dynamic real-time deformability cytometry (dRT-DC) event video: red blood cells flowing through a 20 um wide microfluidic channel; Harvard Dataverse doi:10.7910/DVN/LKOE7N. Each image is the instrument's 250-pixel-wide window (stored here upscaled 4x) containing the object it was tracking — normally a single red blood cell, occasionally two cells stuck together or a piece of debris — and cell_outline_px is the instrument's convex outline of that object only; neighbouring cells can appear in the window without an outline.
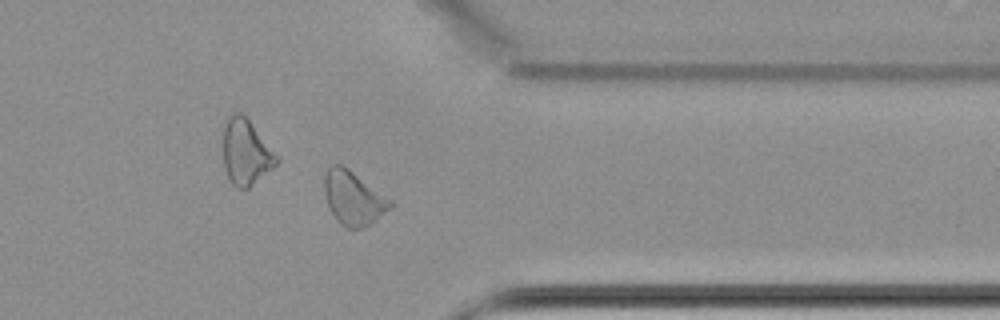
{"species": "common noctule bat (a hibernating species)", "species_latin": "Nyctalus noctula", "temperature_condition": "cold", "stored_images_in_passage": 43, "camera_frame_rate_fps": 3000, "um_per_image_px": 0.085, "animal": {"sex": "female", "body_mass_g": 22.7, "forearm_length_mm": 54.2}, "frame": {"image": 1, "passage_image": 31, "time_ms": 10.0, "image_size_px": [1000, 320], "cell_outline_px": [[396, 204], [372, 224], [360, 228], [344, 228], [336, 220], [328, 204], [324, 192], [324, 176], [328, 164], [340, 164], [348, 168], [392, 200]], "centroid_in_image_um": [30.05, 16.83], "position_along_channel_um": 381.4, "area_um2": 20.92}, "authors_computed_cell_mechanics": {"area_um2": 19.363, "velocity_mm_per_s": 3.4148, "shape_relaxation_time_tau1_ms": null, "shape_relaxation_time_tau2_ms": 8.0367, "deformation_change_tau1": null, "deformation_change_tau2": 0.1351}}